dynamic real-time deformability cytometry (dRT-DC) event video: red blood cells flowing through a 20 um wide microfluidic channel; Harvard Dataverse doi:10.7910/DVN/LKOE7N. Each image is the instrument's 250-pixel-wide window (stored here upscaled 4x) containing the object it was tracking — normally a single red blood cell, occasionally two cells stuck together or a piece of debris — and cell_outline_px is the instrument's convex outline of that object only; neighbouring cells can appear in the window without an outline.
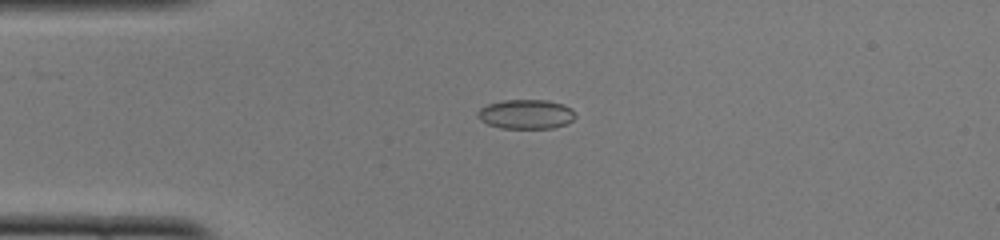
{"species": "common noctule bat (a hibernating species)", "species_latin": "Nyctalus noctula", "temperature_condition": "cold", "stored_images_in_passage": 50, "camera_frame_rate_fps": 3000, "um_per_image_px": 0.085, "animal": {"sex": "female", "body_mass_g": 22.0, "forearm_length_mm": 56.7}, "frame": {"image": 1, "passage_image": 12, "time_ms": 3.667, "image_size_px": [1000, 240], "cell_outline_px": [[576, 116], [568, 124], [552, 128], [500, 128], [488, 124], [480, 120], [476, 116], [476, 112], [480, 108], [488, 104], [504, 100], [548, 100], [564, 104], [572, 108]], "centroid_in_image_um": [44.72, 9.7], "position_along_channel_um": 40.3, "area_um2": 16.94}}
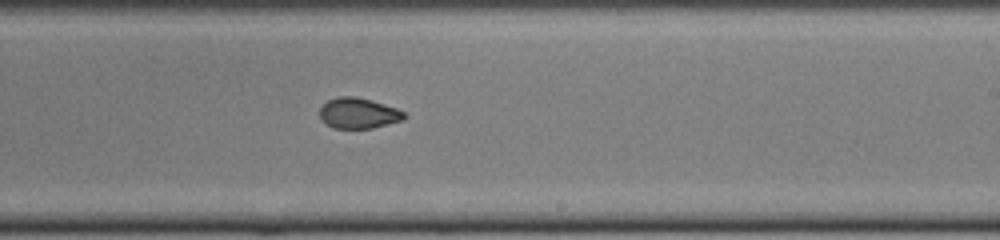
{"frame": {"image": 2, "passage_image": 30, "time_ms": 9.667, "image_size_px": [1000, 240], "cell_outline_px": [[404, 116], [400, 120], [372, 128], [332, 128], [324, 124], [320, 120], [320, 108], [328, 100], [340, 96], [356, 96], [372, 100], [396, 108], [404, 112]], "centroid_in_image_um": [30.4, 9.62], "position_along_channel_um": 258.6, "area_um2": 14.97}}
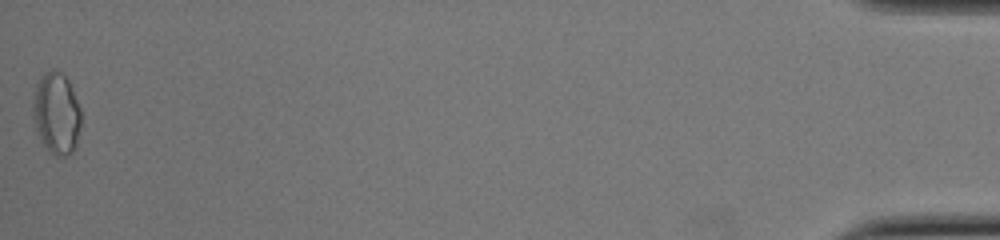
{"frame": {"image": 3, "passage_image": 50, "time_ms": 16.333, "image_size_px": [1000, 240], "cell_outline_px": [[80, 124], [76, 148], [72, 152], [64, 156], [56, 156], [48, 152], [36, 128], [32, 116], [32, 104], [36, 84], [40, 76], [52, 68], [56, 68], [68, 80], [80, 108]], "centroid_in_image_um": [4.78, 9.62], "position_along_channel_um": 430.4, "area_um2": 22.95}, "authors_computed_cell_mechanics": {"area_um2": 16.3285, "velocity_mm_per_s": 4.0208, "shape_relaxation_time_tau1_ms": null, "shape_relaxation_time_tau2_ms": 2.073, "deformation_change_tau1": null, "deformation_change_tau2": 0.0525}}